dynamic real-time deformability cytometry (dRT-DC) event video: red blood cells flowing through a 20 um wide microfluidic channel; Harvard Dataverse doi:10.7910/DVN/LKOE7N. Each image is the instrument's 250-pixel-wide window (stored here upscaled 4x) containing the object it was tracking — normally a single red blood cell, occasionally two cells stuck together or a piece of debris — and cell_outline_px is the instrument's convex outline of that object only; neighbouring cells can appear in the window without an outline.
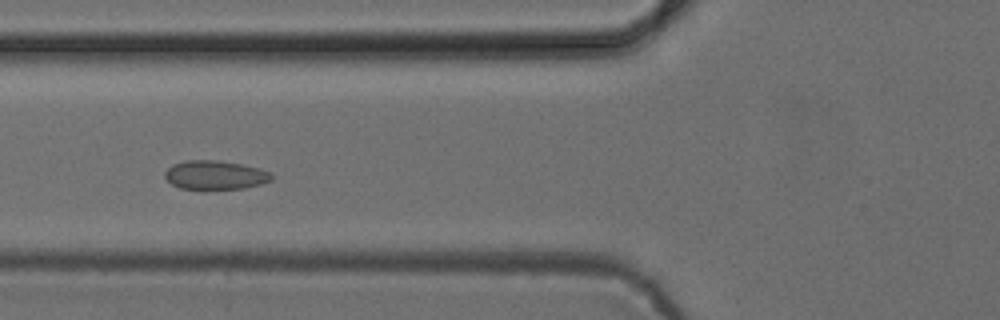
{"species": "common noctule bat (a hibernating species)", "species_latin": "Nyctalus noctula", "temperature_condition": "cold", "stored_images_in_passage": 48, "camera_frame_rate_fps": 3000, "um_per_image_px": 0.085, "animal": {"sex": "female", "body_mass_g": 24.6, "forearm_length_mm": 56.2}, "frame": {"image": 1, "passage_image": 16, "time_ms": 5.0, "image_size_px": [1000, 320], "cell_outline_px": [[272, 180], [260, 184], [244, 188], [180, 188], [172, 184], [164, 176], [164, 172], [172, 164], [188, 160], [216, 160], [240, 164], [260, 168], [272, 172]], "centroid_in_image_um": [18.3, 14.86], "position_along_channel_um": 107.5, "area_um2": 17.74}}
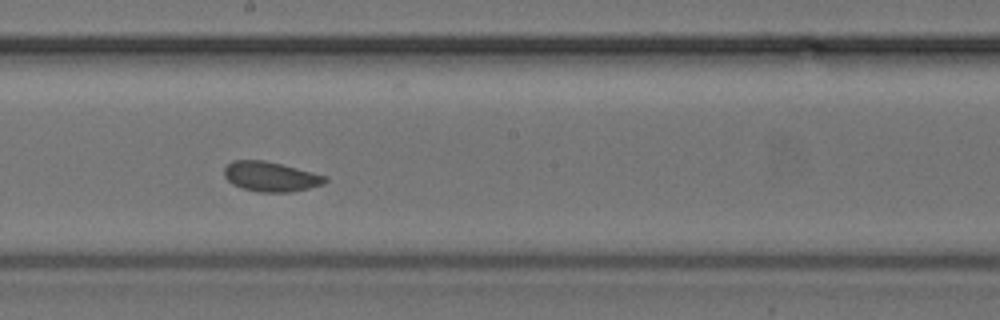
{"frame": {"image": 2, "passage_image": 25, "time_ms": 8.0, "image_size_px": [1000, 320], "cell_outline_px": [[328, 180], [324, 184], [292, 192], [260, 192], [244, 188], [232, 184], [224, 176], [224, 168], [232, 160], [264, 160], [328, 176]], "centroid_in_image_um": [23.02, 15.01], "position_along_channel_um": 225.2, "area_um2": 17.46}}
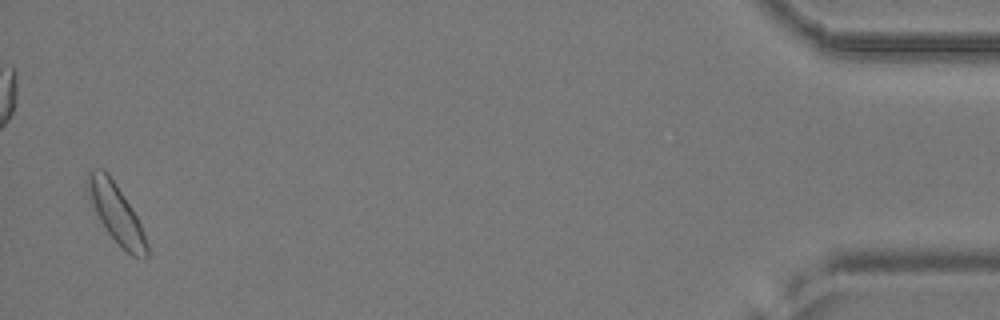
{"frame": {"image": 3, "passage_image": 47, "time_ms": 15.333, "image_size_px": [1000, 320], "cell_outline_px": [[148, 256], [144, 260], [132, 256], [108, 232], [100, 220], [96, 212], [84, 184], [84, 180], [88, 172], [92, 168], [104, 168], [108, 172], [132, 208], [140, 224], [148, 244]], "centroid_in_image_um": [9.86, 18.07], "position_along_channel_um": 425.3, "area_um2": 20.17}}